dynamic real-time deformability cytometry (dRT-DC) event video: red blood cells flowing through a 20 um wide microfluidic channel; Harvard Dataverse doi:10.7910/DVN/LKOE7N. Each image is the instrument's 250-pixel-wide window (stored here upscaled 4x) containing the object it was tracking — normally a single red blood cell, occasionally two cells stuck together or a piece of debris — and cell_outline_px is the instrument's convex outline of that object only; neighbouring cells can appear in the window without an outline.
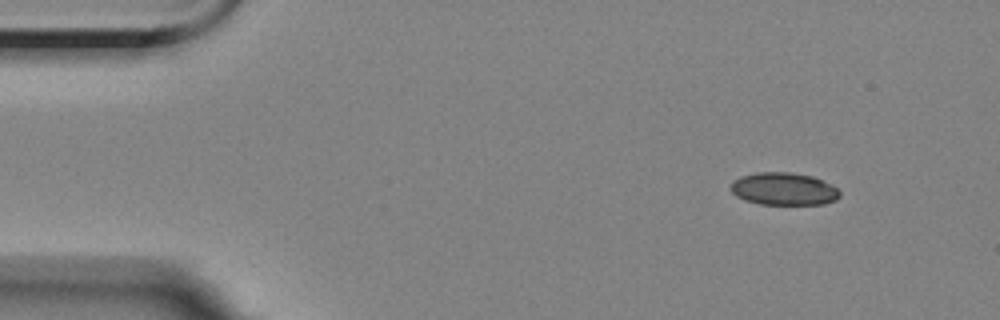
{"species": "Egyptian fruit bat (a non-hibernating species)", "species_latin": "Rousettus aegyptiacus", "temperature_condition": "room temperature", "stored_images_in_passage": 4, "camera_frame_rate_fps": 3000, "um_per_image_px": 0.085, "animal": {"sex": "female"}, "frame": {"image": 1, "passage_image": 1, "time_ms": 0.0, "image_size_px": [1000, 320], "cell_outline_px": [[840, 196], [836, 200], [824, 204], [760, 204], [744, 200], [736, 196], [732, 192], [732, 180], [740, 176], [756, 172], [792, 172], [812, 176], [832, 184], [840, 192]], "centroid_in_image_um": [66.62, 16.05], "position_along_channel_um": 18.4, "area_um2": 20.81}}